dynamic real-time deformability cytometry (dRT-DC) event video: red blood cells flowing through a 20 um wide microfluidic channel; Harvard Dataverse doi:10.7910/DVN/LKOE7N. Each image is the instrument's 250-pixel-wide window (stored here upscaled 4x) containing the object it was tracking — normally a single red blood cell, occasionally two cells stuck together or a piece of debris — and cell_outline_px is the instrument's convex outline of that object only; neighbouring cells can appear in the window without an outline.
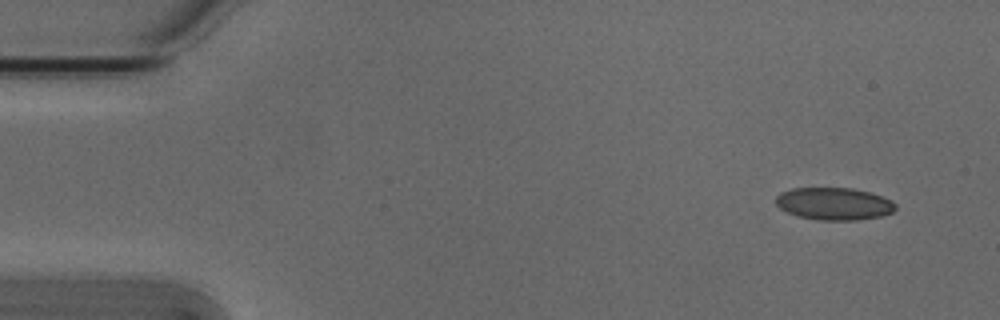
{"species": "Egyptian fruit bat (a non-hibernating species)", "species_latin": "Rousettus aegyptiacus", "temperature_condition": "cold", "stored_images_in_passage": 4, "camera_frame_rate_fps": 3000, "um_per_image_px": 0.085, "animal": {"sex": "male"}, "frame": {"image": 1, "passage_image": 1, "time_ms": 0.0, "image_size_px": [1000, 320], "cell_outline_px": [[896, 208], [892, 212], [880, 216], [856, 220], [820, 220], [796, 216], [780, 208], [776, 204], [776, 196], [780, 192], [792, 188], [852, 188], [868, 192], [892, 200], [896, 204]], "centroid_in_image_um": [70.87, 17.32], "position_along_channel_um": 14.1, "area_um2": 22.54}}
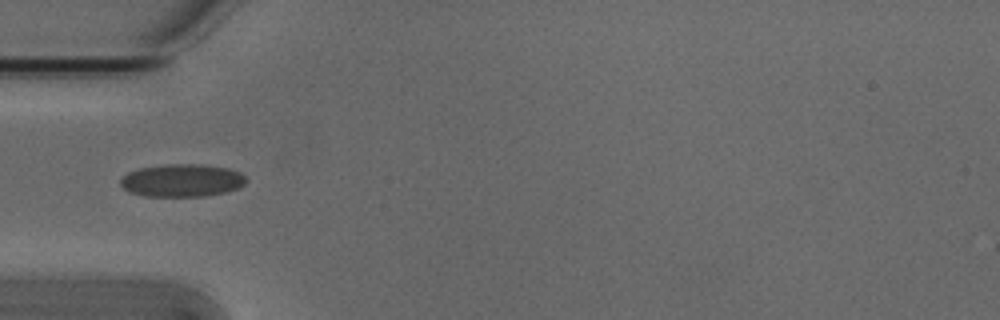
{"frame": {"image": 2, "passage_image": 4, "time_ms": 1.0, "image_size_px": [1000, 320], "cell_outline_px": [[248, 180], [244, 184], [236, 188], [224, 192], [204, 196], [144, 196], [128, 192], [120, 184], [120, 176], [128, 172], [140, 168], [164, 164], [200, 164], [228, 168], [240, 172]], "centroid_in_image_um": [15.43, 15.33], "position_along_channel_um": 69.6, "area_um2": 24.04}}